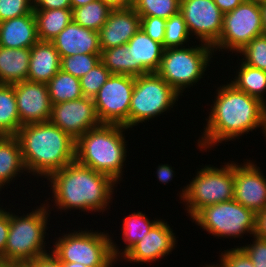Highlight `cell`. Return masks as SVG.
<instances>
[{
  "instance_id": "cell-5",
  "label": "cell",
  "mask_w": 266,
  "mask_h": 267,
  "mask_svg": "<svg viewBox=\"0 0 266 267\" xmlns=\"http://www.w3.org/2000/svg\"><path fill=\"white\" fill-rule=\"evenodd\" d=\"M48 205V201L47 204L44 202L36 210L20 217L10 212L5 262L22 267L35 258L48 254L45 249L47 221L51 214Z\"/></svg>"
},
{
  "instance_id": "cell-32",
  "label": "cell",
  "mask_w": 266,
  "mask_h": 267,
  "mask_svg": "<svg viewBox=\"0 0 266 267\" xmlns=\"http://www.w3.org/2000/svg\"><path fill=\"white\" fill-rule=\"evenodd\" d=\"M134 10L140 17L168 19L180 10V0H134Z\"/></svg>"
},
{
  "instance_id": "cell-42",
  "label": "cell",
  "mask_w": 266,
  "mask_h": 267,
  "mask_svg": "<svg viewBox=\"0 0 266 267\" xmlns=\"http://www.w3.org/2000/svg\"><path fill=\"white\" fill-rule=\"evenodd\" d=\"M34 10L71 9L70 0H33Z\"/></svg>"
},
{
  "instance_id": "cell-25",
  "label": "cell",
  "mask_w": 266,
  "mask_h": 267,
  "mask_svg": "<svg viewBox=\"0 0 266 267\" xmlns=\"http://www.w3.org/2000/svg\"><path fill=\"white\" fill-rule=\"evenodd\" d=\"M156 220H150L148 217L143 214L141 211L139 212H133L132 214H129L127 217L123 220V226L121 228V233L123 234V242L125 245V249H119L117 244L114 243V240L112 239V253L113 257L120 261V257L122 260V256L138 241L142 240V238L145 237V235L149 232V230L152 228V226L158 221ZM116 244V245H115ZM124 249V250H123ZM120 250V251H119ZM122 251V252H121ZM118 257V258H117Z\"/></svg>"
},
{
  "instance_id": "cell-36",
  "label": "cell",
  "mask_w": 266,
  "mask_h": 267,
  "mask_svg": "<svg viewBox=\"0 0 266 267\" xmlns=\"http://www.w3.org/2000/svg\"><path fill=\"white\" fill-rule=\"evenodd\" d=\"M111 72L102 61L80 78L81 90L84 97L94 98L100 88L111 76Z\"/></svg>"
},
{
  "instance_id": "cell-27",
  "label": "cell",
  "mask_w": 266,
  "mask_h": 267,
  "mask_svg": "<svg viewBox=\"0 0 266 267\" xmlns=\"http://www.w3.org/2000/svg\"><path fill=\"white\" fill-rule=\"evenodd\" d=\"M21 127L14 85L0 84V136H15Z\"/></svg>"
},
{
  "instance_id": "cell-12",
  "label": "cell",
  "mask_w": 266,
  "mask_h": 267,
  "mask_svg": "<svg viewBox=\"0 0 266 267\" xmlns=\"http://www.w3.org/2000/svg\"><path fill=\"white\" fill-rule=\"evenodd\" d=\"M134 84V76L111 74L93 98L101 124L129 128V107Z\"/></svg>"
},
{
  "instance_id": "cell-44",
  "label": "cell",
  "mask_w": 266,
  "mask_h": 267,
  "mask_svg": "<svg viewBox=\"0 0 266 267\" xmlns=\"http://www.w3.org/2000/svg\"><path fill=\"white\" fill-rule=\"evenodd\" d=\"M254 236L266 240V207L256 214Z\"/></svg>"
},
{
  "instance_id": "cell-26",
  "label": "cell",
  "mask_w": 266,
  "mask_h": 267,
  "mask_svg": "<svg viewBox=\"0 0 266 267\" xmlns=\"http://www.w3.org/2000/svg\"><path fill=\"white\" fill-rule=\"evenodd\" d=\"M33 13L40 41H51L73 21L72 9L33 10Z\"/></svg>"
},
{
  "instance_id": "cell-34",
  "label": "cell",
  "mask_w": 266,
  "mask_h": 267,
  "mask_svg": "<svg viewBox=\"0 0 266 267\" xmlns=\"http://www.w3.org/2000/svg\"><path fill=\"white\" fill-rule=\"evenodd\" d=\"M238 53L243 55L240 61L244 64L266 71V34L255 37Z\"/></svg>"
},
{
  "instance_id": "cell-43",
  "label": "cell",
  "mask_w": 266,
  "mask_h": 267,
  "mask_svg": "<svg viewBox=\"0 0 266 267\" xmlns=\"http://www.w3.org/2000/svg\"><path fill=\"white\" fill-rule=\"evenodd\" d=\"M22 267H62L61 262L49 251L48 254L35 258Z\"/></svg>"
},
{
  "instance_id": "cell-4",
  "label": "cell",
  "mask_w": 266,
  "mask_h": 267,
  "mask_svg": "<svg viewBox=\"0 0 266 267\" xmlns=\"http://www.w3.org/2000/svg\"><path fill=\"white\" fill-rule=\"evenodd\" d=\"M123 125L101 124L76 140L75 160L84 166L106 174L116 183L122 181L127 157Z\"/></svg>"
},
{
  "instance_id": "cell-40",
  "label": "cell",
  "mask_w": 266,
  "mask_h": 267,
  "mask_svg": "<svg viewBox=\"0 0 266 267\" xmlns=\"http://www.w3.org/2000/svg\"><path fill=\"white\" fill-rule=\"evenodd\" d=\"M221 253L219 261L225 267H254L248 255L239 246Z\"/></svg>"
},
{
  "instance_id": "cell-30",
  "label": "cell",
  "mask_w": 266,
  "mask_h": 267,
  "mask_svg": "<svg viewBox=\"0 0 266 267\" xmlns=\"http://www.w3.org/2000/svg\"><path fill=\"white\" fill-rule=\"evenodd\" d=\"M113 9L102 0L72 10L73 21L78 25L99 32Z\"/></svg>"
},
{
  "instance_id": "cell-8",
  "label": "cell",
  "mask_w": 266,
  "mask_h": 267,
  "mask_svg": "<svg viewBox=\"0 0 266 267\" xmlns=\"http://www.w3.org/2000/svg\"><path fill=\"white\" fill-rule=\"evenodd\" d=\"M53 246L51 252L60 262H77L88 267H113L117 262L112 253V238L105 231L85 229L66 233Z\"/></svg>"
},
{
  "instance_id": "cell-47",
  "label": "cell",
  "mask_w": 266,
  "mask_h": 267,
  "mask_svg": "<svg viewBox=\"0 0 266 267\" xmlns=\"http://www.w3.org/2000/svg\"><path fill=\"white\" fill-rule=\"evenodd\" d=\"M112 9H126L133 7L134 0H102Z\"/></svg>"
},
{
  "instance_id": "cell-16",
  "label": "cell",
  "mask_w": 266,
  "mask_h": 267,
  "mask_svg": "<svg viewBox=\"0 0 266 267\" xmlns=\"http://www.w3.org/2000/svg\"><path fill=\"white\" fill-rule=\"evenodd\" d=\"M13 85L22 125L50 120L52 104L47 83L21 81Z\"/></svg>"
},
{
  "instance_id": "cell-29",
  "label": "cell",
  "mask_w": 266,
  "mask_h": 267,
  "mask_svg": "<svg viewBox=\"0 0 266 267\" xmlns=\"http://www.w3.org/2000/svg\"><path fill=\"white\" fill-rule=\"evenodd\" d=\"M47 87L52 105L83 97L80 79L62 69L47 83Z\"/></svg>"
},
{
  "instance_id": "cell-21",
  "label": "cell",
  "mask_w": 266,
  "mask_h": 267,
  "mask_svg": "<svg viewBox=\"0 0 266 267\" xmlns=\"http://www.w3.org/2000/svg\"><path fill=\"white\" fill-rule=\"evenodd\" d=\"M61 69V57L51 41H38L31 47L27 81L48 83Z\"/></svg>"
},
{
  "instance_id": "cell-20",
  "label": "cell",
  "mask_w": 266,
  "mask_h": 267,
  "mask_svg": "<svg viewBox=\"0 0 266 267\" xmlns=\"http://www.w3.org/2000/svg\"><path fill=\"white\" fill-rule=\"evenodd\" d=\"M131 50L132 76L156 73L159 69L164 48L152 40L141 28L127 43Z\"/></svg>"
},
{
  "instance_id": "cell-19",
  "label": "cell",
  "mask_w": 266,
  "mask_h": 267,
  "mask_svg": "<svg viewBox=\"0 0 266 267\" xmlns=\"http://www.w3.org/2000/svg\"><path fill=\"white\" fill-rule=\"evenodd\" d=\"M60 57L75 54H101L99 32L70 22L54 39L51 40Z\"/></svg>"
},
{
  "instance_id": "cell-18",
  "label": "cell",
  "mask_w": 266,
  "mask_h": 267,
  "mask_svg": "<svg viewBox=\"0 0 266 267\" xmlns=\"http://www.w3.org/2000/svg\"><path fill=\"white\" fill-rule=\"evenodd\" d=\"M141 17L133 7L113 9L99 30L101 50L125 45L140 29Z\"/></svg>"
},
{
  "instance_id": "cell-3",
  "label": "cell",
  "mask_w": 266,
  "mask_h": 267,
  "mask_svg": "<svg viewBox=\"0 0 266 267\" xmlns=\"http://www.w3.org/2000/svg\"><path fill=\"white\" fill-rule=\"evenodd\" d=\"M15 136L28 174L47 178L75 161L76 140L50 121L22 125Z\"/></svg>"
},
{
  "instance_id": "cell-14",
  "label": "cell",
  "mask_w": 266,
  "mask_h": 267,
  "mask_svg": "<svg viewBox=\"0 0 266 267\" xmlns=\"http://www.w3.org/2000/svg\"><path fill=\"white\" fill-rule=\"evenodd\" d=\"M49 121L68 133L74 140L88 130L101 125L93 98L84 96L53 104Z\"/></svg>"
},
{
  "instance_id": "cell-23",
  "label": "cell",
  "mask_w": 266,
  "mask_h": 267,
  "mask_svg": "<svg viewBox=\"0 0 266 267\" xmlns=\"http://www.w3.org/2000/svg\"><path fill=\"white\" fill-rule=\"evenodd\" d=\"M31 48L0 46V84L13 85L27 81Z\"/></svg>"
},
{
  "instance_id": "cell-13",
  "label": "cell",
  "mask_w": 266,
  "mask_h": 267,
  "mask_svg": "<svg viewBox=\"0 0 266 267\" xmlns=\"http://www.w3.org/2000/svg\"><path fill=\"white\" fill-rule=\"evenodd\" d=\"M179 12L190 35H196L200 43L213 46L218 41L224 14L214 0H180Z\"/></svg>"
},
{
  "instance_id": "cell-10",
  "label": "cell",
  "mask_w": 266,
  "mask_h": 267,
  "mask_svg": "<svg viewBox=\"0 0 266 267\" xmlns=\"http://www.w3.org/2000/svg\"><path fill=\"white\" fill-rule=\"evenodd\" d=\"M192 220L214 237L235 239L247 233L254 236L256 214L232 199L204 207Z\"/></svg>"
},
{
  "instance_id": "cell-7",
  "label": "cell",
  "mask_w": 266,
  "mask_h": 267,
  "mask_svg": "<svg viewBox=\"0 0 266 267\" xmlns=\"http://www.w3.org/2000/svg\"><path fill=\"white\" fill-rule=\"evenodd\" d=\"M212 54L213 47L204 43L166 48L156 73L180 95L203 78Z\"/></svg>"
},
{
  "instance_id": "cell-33",
  "label": "cell",
  "mask_w": 266,
  "mask_h": 267,
  "mask_svg": "<svg viewBox=\"0 0 266 267\" xmlns=\"http://www.w3.org/2000/svg\"><path fill=\"white\" fill-rule=\"evenodd\" d=\"M190 33L183 15L178 12L166 20L163 48L185 47L190 41Z\"/></svg>"
},
{
  "instance_id": "cell-49",
  "label": "cell",
  "mask_w": 266,
  "mask_h": 267,
  "mask_svg": "<svg viewBox=\"0 0 266 267\" xmlns=\"http://www.w3.org/2000/svg\"><path fill=\"white\" fill-rule=\"evenodd\" d=\"M61 266L62 267H88V266H85L81 263H74V262H71V263H67V262H61Z\"/></svg>"
},
{
  "instance_id": "cell-39",
  "label": "cell",
  "mask_w": 266,
  "mask_h": 267,
  "mask_svg": "<svg viewBox=\"0 0 266 267\" xmlns=\"http://www.w3.org/2000/svg\"><path fill=\"white\" fill-rule=\"evenodd\" d=\"M253 242L240 248L248 255L254 267H266V240L253 236Z\"/></svg>"
},
{
  "instance_id": "cell-46",
  "label": "cell",
  "mask_w": 266,
  "mask_h": 267,
  "mask_svg": "<svg viewBox=\"0 0 266 267\" xmlns=\"http://www.w3.org/2000/svg\"><path fill=\"white\" fill-rule=\"evenodd\" d=\"M244 0H214L215 4L219 7L223 14L233 11Z\"/></svg>"
},
{
  "instance_id": "cell-51",
  "label": "cell",
  "mask_w": 266,
  "mask_h": 267,
  "mask_svg": "<svg viewBox=\"0 0 266 267\" xmlns=\"http://www.w3.org/2000/svg\"><path fill=\"white\" fill-rule=\"evenodd\" d=\"M218 264H219V263H217V265H215V264H213V265H207V264H206L205 267H225L221 261H220V264H219V265H218ZM203 267H204V266H203Z\"/></svg>"
},
{
  "instance_id": "cell-17",
  "label": "cell",
  "mask_w": 266,
  "mask_h": 267,
  "mask_svg": "<svg viewBox=\"0 0 266 267\" xmlns=\"http://www.w3.org/2000/svg\"><path fill=\"white\" fill-rule=\"evenodd\" d=\"M175 236L167 222L158 220L145 237L122 256L123 260L138 264L159 260L174 250L177 242Z\"/></svg>"
},
{
  "instance_id": "cell-31",
  "label": "cell",
  "mask_w": 266,
  "mask_h": 267,
  "mask_svg": "<svg viewBox=\"0 0 266 267\" xmlns=\"http://www.w3.org/2000/svg\"><path fill=\"white\" fill-rule=\"evenodd\" d=\"M101 61L112 74L132 76L131 50L127 44L103 50Z\"/></svg>"
},
{
  "instance_id": "cell-22",
  "label": "cell",
  "mask_w": 266,
  "mask_h": 267,
  "mask_svg": "<svg viewBox=\"0 0 266 267\" xmlns=\"http://www.w3.org/2000/svg\"><path fill=\"white\" fill-rule=\"evenodd\" d=\"M39 41L33 11L21 17L0 22V46L31 48Z\"/></svg>"
},
{
  "instance_id": "cell-9",
  "label": "cell",
  "mask_w": 266,
  "mask_h": 267,
  "mask_svg": "<svg viewBox=\"0 0 266 267\" xmlns=\"http://www.w3.org/2000/svg\"><path fill=\"white\" fill-rule=\"evenodd\" d=\"M179 96L157 73L136 76L129 107V130L168 112Z\"/></svg>"
},
{
  "instance_id": "cell-45",
  "label": "cell",
  "mask_w": 266,
  "mask_h": 267,
  "mask_svg": "<svg viewBox=\"0 0 266 267\" xmlns=\"http://www.w3.org/2000/svg\"><path fill=\"white\" fill-rule=\"evenodd\" d=\"M174 168L172 166H169L168 164H160L157 168V179L166 185L169 181L172 180L174 175Z\"/></svg>"
},
{
  "instance_id": "cell-38",
  "label": "cell",
  "mask_w": 266,
  "mask_h": 267,
  "mask_svg": "<svg viewBox=\"0 0 266 267\" xmlns=\"http://www.w3.org/2000/svg\"><path fill=\"white\" fill-rule=\"evenodd\" d=\"M166 19L159 17H141L140 28L154 41L163 46Z\"/></svg>"
},
{
  "instance_id": "cell-24",
  "label": "cell",
  "mask_w": 266,
  "mask_h": 267,
  "mask_svg": "<svg viewBox=\"0 0 266 267\" xmlns=\"http://www.w3.org/2000/svg\"><path fill=\"white\" fill-rule=\"evenodd\" d=\"M26 171L16 136H0V188ZM14 178V179H13Z\"/></svg>"
},
{
  "instance_id": "cell-50",
  "label": "cell",
  "mask_w": 266,
  "mask_h": 267,
  "mask_svg": "<svg viewBox=\"0 0 266 267\" xmlns=\"http://www.w3.org/2000/svg\"><path fill=\"white\" fill-rule=\"evenodd\" d=\"M0 267H19V266L5 262L2 259H0Z\"/></svg>"
},
{
  "instance_id": "cell-11",
  "label": "cell",
  "mask_w": 266,
  "mask_h": 267,
  "mask_svg": "<svg viewBox=\"0 0 266 267\" xmlns=\"http://www.w3.org/2000/svg\"><path fill=\"white\" fill-rule=\"evenodd\" d=\"M263 34L259 0H244L233 11L223 16L222 32L212 46L213 51L239 52L255 37ZM216 49V50H215ZM221 49V50H220Z\"/></svg>"
},
{
  "instance_id": "cell-37",
  "label": "cell",
  "mask_w": 266,
  "mask_h": 267,
  "mask_svg": "<svg viewBox=\"0 0 266 267\" xmlns=\"http://www.w3.org/2000/svg\"><path fill=\"white\" fill-rule=\"evenodd\" d=\"M33 10V0H0V22L21 17Z\"/></svg>"
},
{
  "instance_id": "cell-2",
  "label": "cell",
  "mask_w": 266,
  "mask_h": 267,
  "mask_svg": "<svg viewBox=\"0 0 266 267\" xmlns=\"http://www.w3.org/2000/svg\"><path fill=\"white\" fill-rule=\"evenodd\" d=\"M46 179L52 186L54 205L60 211L79 209L81 212H105L117 186L108 175L81 165L76 160Z\"/></svg>"
},
{
  "instance_id": "cell-1",
  "label": "cell",
  "mask_w": 266,
  "mask_h": 267,
  "mask_svg": "<svg viewBox=\"0 0 266 267\" xmlns=\"http://www.w3.org/2000/svg\"><path fill=\"white\" fill-rule=\"evenodd\" d=\"M216 96L211 104L207 125L198 147L201 151L218 146L222 141H233L249 131L261 129L264 134L266 105L259 99L249 96L228 83L217 88Z\"/></svg>"
},
{
  "instance_id": "cell-6",
  "label": "cell",
  "mask_w": 266,
  "mask_h": 267,
  "mask_svg": "<svg viewBox=\"0 0 266 267\" xmlns=\"http://www.w3.org/2000/svg\"><path fill=\"white\" fill-rule=\"evenodd\" d=\"M232 162L223 163L225 165L220 168L211 165L199 168L190 184L183 187L179 197L186 204L191 219L206 206L233 199L234 161Z\"/></svg>"
},
{
  "instance_id": "cell-28",
  "label": "cell",
  "mask_w": 266,
  "mask_h": 267,
  "mask_svg": "<svg viewBox=\"0 0 266 267\" xmlns=\"http://www.w3.org/2000/svg\"><path fill=\"white\" fill-rule=\"evenodd\" d=\"M236 75L230 82L237 89L247 93L249 96L259 99L266 105L264 94L266 92V71L251 67L242 61Z\"/></svg>"
},
{
  "instance_id": "cell-52",
  "label": "cell",
  "mask_w": 266,
  "mask_h": 267,
  "mask_svg": "<svg viewBox=\"0 0 266 267\" xmlns=\"http://www.w3.org/2000/svg\"><path fill=\"white\" fill-rule=\"evenodd\" d=\"M264 136L266 137V120H265V130H264Z\"/></svg>"
},
{
  "instance_id": "cell-41",
  "label": "cell",
  "mask_w": 266,
  "mask_h": 267,
  "mask_svg": "<svg viewBox=\"0 0 266 267\" xmlns=\"http://www.w3.org/2000/svg\"><path fill=\"white\" fill-rule=\"evenodd\" d=\"M10 228V212L0 208V259L5 261V248Z\"/></svg>"
},
{
  "instance_id": "cell-15",
  "label": "cell",
  "mask_w": 266,
  "mask_h": 267,
  "mask_svg": "<svg viewBox=\"0 0 266 267\" xmlns=\"http://www.w3.org/2000/svg\"><path fill=\"white\" fill-rule=\"evenodd\" d=\"M237 164L234 162L233 199L257 214L266 207V176L250 160Z\"/></svg>"
},
{
  "instance_id": "cell-35",
  "label": "cell",
  "mask_w": 266,
  "mask_h": 267,
  "mask_svg": "<svg viewBox=\"0 0 266 267\" xmlns=\"http://www.w3.org/2000/svg\"><path fill=\"white\" fill-rule=\"evenodd\" d=\"M101 61V54H75L61 58V69L81 78Z\"/></svg>"
},
{
  "instance_id": "cell-48",
  "label": "cell",
  "mask_w": 266,
  "mask_h": 267,
  "mask_svg": "<svg viewBox=\"0 0 266 267\" xmlns=\"http://www.w3.org/2000/svg\"><path fill=\"white\" fill-rule=\"evenodd\" d=\"M93 1L95 0H70L71 9L73 10L74 8L87 5L88 3H91Z\"/></svg>"
}]
</instances>
